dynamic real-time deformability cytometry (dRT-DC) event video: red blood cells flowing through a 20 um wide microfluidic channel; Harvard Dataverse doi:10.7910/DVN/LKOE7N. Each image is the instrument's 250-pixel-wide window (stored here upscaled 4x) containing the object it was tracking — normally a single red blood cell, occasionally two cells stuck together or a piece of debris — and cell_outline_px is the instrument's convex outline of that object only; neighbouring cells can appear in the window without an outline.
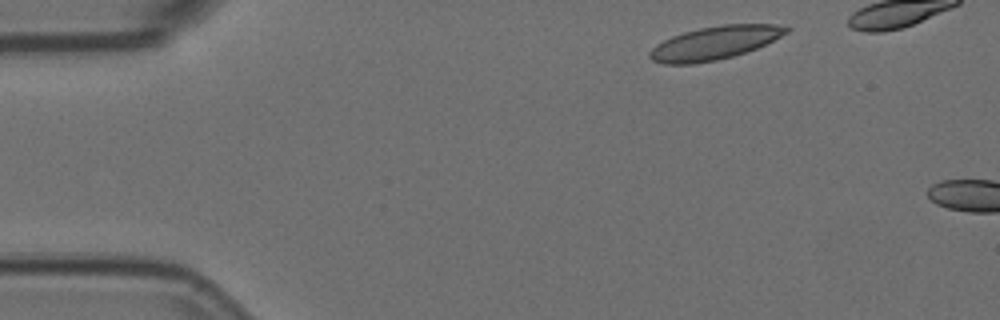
{"species": "Egyptian fruit bat (a non-hibernating species)", "species_latin": "Rousettus aegyptiacus", "temperature_condition": "room temperature", "stored_images_in_passage": 2, "camera_frame_rate_fps": 3000, "um_per_image_px": 0.085, "animal": {"sex": "female"}, "frame": {"image": 1, "passage_image": 1, "time_ms": 0.0, "image_size_px": [1000, 320], "cell_outline_px": [[792, 28], [788, 32], [756, 48], [732, 56], [716, 60], [692, 64], [664, 64], [652, 60], [648, 56], [648, 52], [656, 44], [672, 36], [684, 32], [700, 28], [724, 24], [788, 24]], "centroid_in_image_um": [60.75, 3.63], "position_along_channel_um": 24.2, "area_um2": 26.41}}